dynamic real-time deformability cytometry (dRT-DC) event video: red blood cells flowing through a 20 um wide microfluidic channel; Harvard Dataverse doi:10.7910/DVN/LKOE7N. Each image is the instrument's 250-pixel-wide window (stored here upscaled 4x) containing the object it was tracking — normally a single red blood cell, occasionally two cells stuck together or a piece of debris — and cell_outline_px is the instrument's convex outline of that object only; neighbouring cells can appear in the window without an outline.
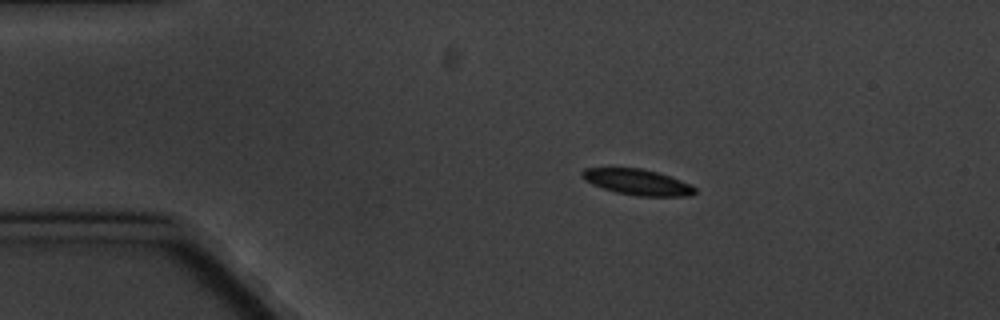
{"species": "common noctule bat (a hibernating species)", "species_latin": "Nyctalus noctula", "temperature_condition": "cold", "stored_images_in_passage": 4, "camera_frame_rate_fps": 3000, "um_per_image_px": 0.085, "animal": {"sex": "male", "body_mass_g": 20.1, "forearm_length_mm": 53.5}, "frame": {"image": 1, "passage_image": 3, "time_ms": 2.333, "image_size_px": [1000, 320], "cell_outline_px": [[696, 192], [692, 196], [636, 196], [616, 192], [592, 184], [584, 180], [580, 176], [580, 172], [584, 168], [640, 168], [656, 172], [680, 180], [696, 188]], "centroid_in_image_um": [54.15, 15.48], "position_along_channel_um": 30.9, "area_um2": 16.88}}